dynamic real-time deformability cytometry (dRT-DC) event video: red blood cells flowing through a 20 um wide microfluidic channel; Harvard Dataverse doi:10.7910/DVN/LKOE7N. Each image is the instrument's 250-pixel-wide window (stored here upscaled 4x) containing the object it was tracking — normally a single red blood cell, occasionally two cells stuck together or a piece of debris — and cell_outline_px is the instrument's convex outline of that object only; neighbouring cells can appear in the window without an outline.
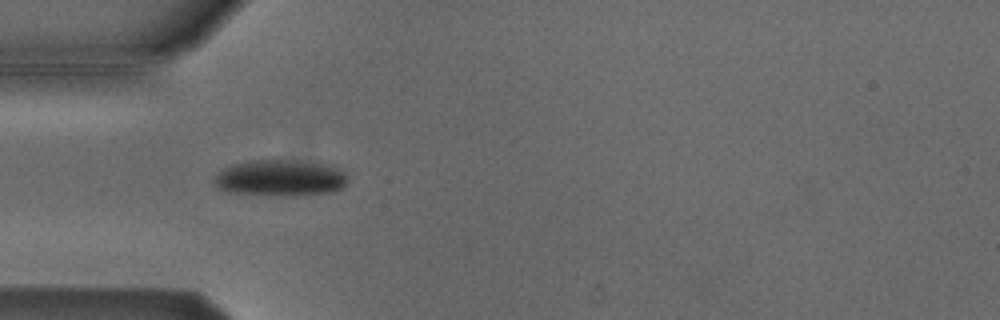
{"species": "Egyptian fruit bat (a non-hibernating species)", "species_latin": "Rousettus aegyptiacus", "temperature_condition": "cold", "stored_images_in_passage": 4, "camera_frame_rate_fps": 3000, "um_per_image_px": 0.085, "animal": {"sex": "male"}, "frame": {"image": 1, "passage_image": 1, "time_ms": 0.0, "image_size_px": [1000, 320], "cell_outline_px": [[348, 180], [344, 188], [332, 192], [296, 196], [292, 196], [228, 192], [216, 188], [216, 176], [224, 168], [232, 164], [252, 160], [284, 160], [324, 164], [336, 168], [344, 172]], "centroid_in_image_um": [23.85, 15.14], "position_along_channel_um": 61.2, "area_um2": 28.03}}
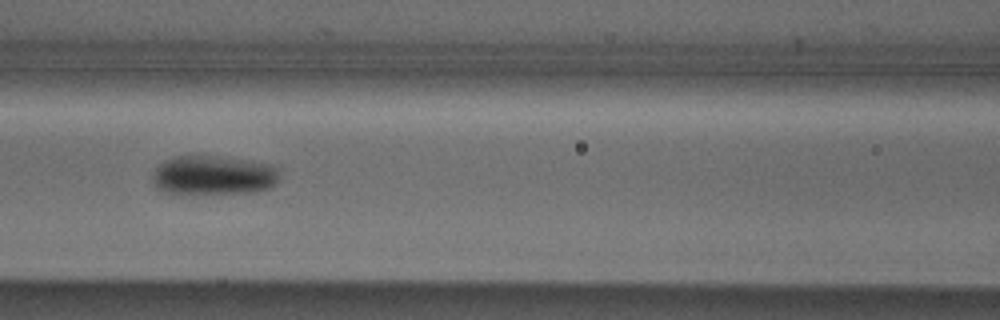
{"frame": {"image": 2, "passage_image": 3, "time_ms": 0.667, "image_size_px": [1000, 320], "cell_outline_px": [[276, 184], [272, 188], [256, 192], [184, 196], [164, 192], [156, 188], [152, 180], [152, 176], [156, 168], [164, 160], [172, 156], [216, 156], [252, 160], [268, 164], [276, 168]], "centroid_in_image_um": [18.08, 14.94], "position_along_channel_um": 148.5, "area_um2": 30.0}}
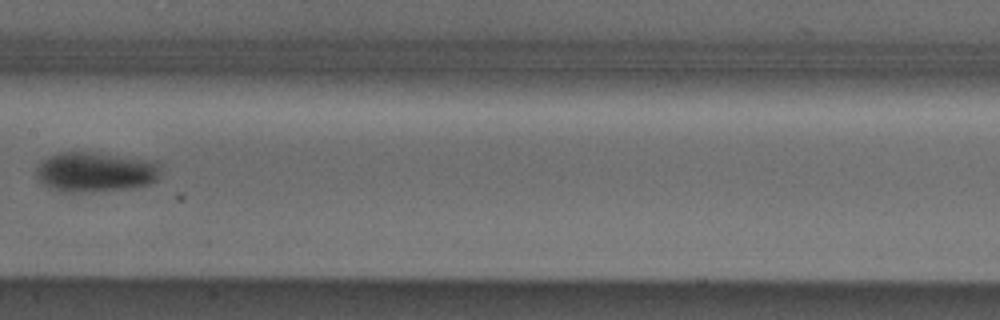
{"frame": {"image": 3, "passage_image": 4, "time_ms": 1.0, "image_size_px": [1000, 320], "cell_outline_px": [[160, 164], [156, 180], [152, 184], [136, 188], [88, 192], [64, 192], [48, 188], [40, 184], [36, 176], [36, 168], [44, 160], [60, 152], [88, 152], [140, 160]], "centroid_in_image_um": [8.04, 14.67], "position_along_channel_um": 199.4, "area_um2": 28.55}}